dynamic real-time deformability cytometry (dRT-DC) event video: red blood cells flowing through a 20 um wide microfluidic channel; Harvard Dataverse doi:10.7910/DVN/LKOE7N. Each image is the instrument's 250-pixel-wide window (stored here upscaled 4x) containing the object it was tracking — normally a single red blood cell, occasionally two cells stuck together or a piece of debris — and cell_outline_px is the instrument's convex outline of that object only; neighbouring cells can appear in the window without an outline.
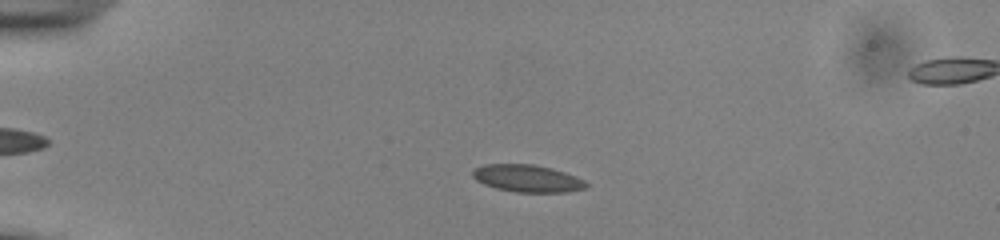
{"species": "common noctule bat (a hibernating species)", "species_latin": "Nyctalus noctula", "temperature_condition": "cold", "stored_images_in_passage": 51, "camera_frame_rate_fps": 3000, "um_per_image_px": 0.085, "animal": {"sex": "male", "body_mass_g": 13.0, "forearm_length_mm": 53.1}, "frame": {"image": 1, "passage_image": 11, "time_ms": 3.333, "image_size_px": [1000, 240], "cell_outline_px": [[588, 188], [568, 192], [516, 192], [496, 188], [484, 184], [476, 180], [472, 176], [472, 168], [484, 164], [532, 164], [552, 168], [576, 176], [584, 180], [588, 184]], "centroid_in_image_um": [44.82, 15.16], "position_along_channel_um": 40.2, "area_um2": 18.21}}
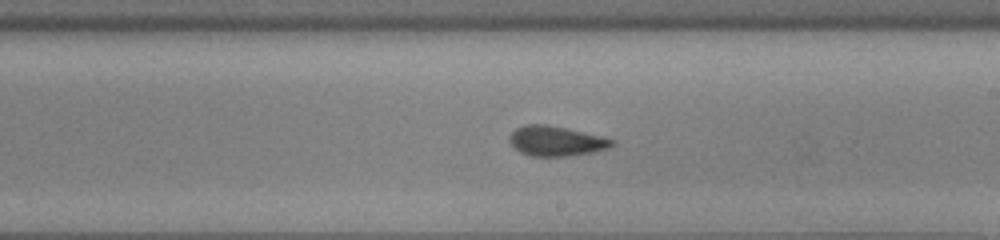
{"frame": {"image": 2, "passage_image": 30, "time_ms": 9.667, "image_size_px": [1000, 240], "cell_outline_px": [[616, 144], [608, 148], [592, 152], [568, 156], [532, 156], [520, 152], [508, 140], [508, 136], [516, 128], [524, 124], [548, 124], [600, 136], [616, 140]], "centroid_in_image_um": [47.26, 11.98], "position_along_channel_um": 241.7, "area_um2": 17.86}}
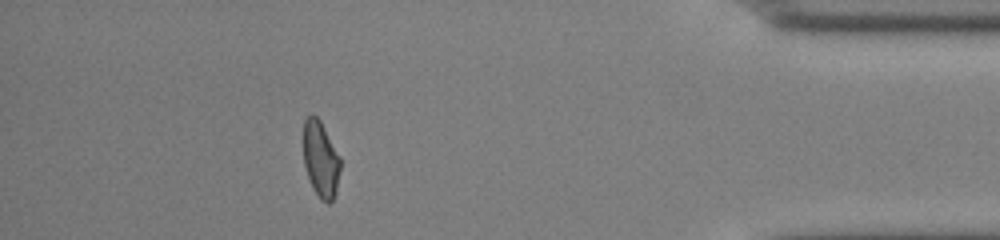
{"frame": {"image": 3, "passage_image": 46, "time_ms": 15.0, "image_size_px": [1000, 240], "cell_outline_px": [[340, 168], [336, 192], [332, 200], [328, 204], [320, 200], [312, 188], [304, 164], [304, 120], [312, 112], [320, 120], [340, 156]], "centroid_in_image_um": [27.26, 13.54], "position_along_channel_um": 407.9, "area_um2": 16.42}, "authors_computed_cell_mechanics": {"area_um2": 17.8602, "velocity_mm_per_s": 3.8947, "shape_relaxation_time_tau1_ms": 5.4236, "shape_relaxation_time_tau2_ms": 3.2885, "deformation_change_tau1": 0.0903, "deformation_change_tau2": 0.084}}